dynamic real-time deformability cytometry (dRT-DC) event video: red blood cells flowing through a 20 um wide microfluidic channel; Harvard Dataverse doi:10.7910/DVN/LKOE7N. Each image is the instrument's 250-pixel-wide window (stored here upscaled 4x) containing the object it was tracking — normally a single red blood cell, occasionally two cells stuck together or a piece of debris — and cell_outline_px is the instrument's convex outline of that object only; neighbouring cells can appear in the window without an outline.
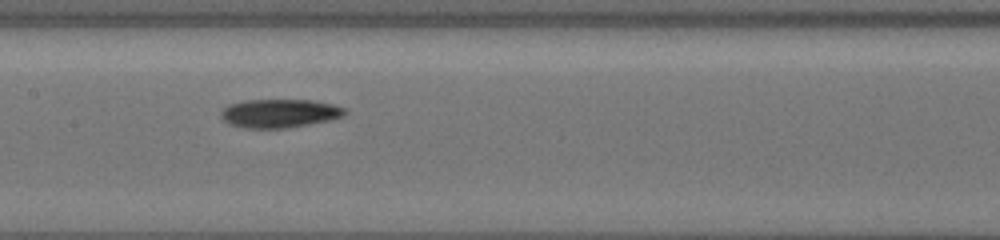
{"species": "common noctule bat (a hibernating species)", "species_latin": "Nyctalus noctula", "temperature_condition": "cold", "stored_images_in_passage": 19, "camera_frame_rate_fps": 3000, "um_per_image_px": 0.085, "animal": {"sex": "female", "body_mass_g": 19.5, "forearm_length_mm": 54.1}, "frame": {"image": 1, "passage_image": 13, "time_ms": 7.667, "image_size_px": [1000, 240], "cell_outline_px": [[348, 112], [344, 116], [332, 120], [284, 128], [244, 128], [228, 124], [220, 116], [220, 112], [228, 104], [244, 100], [312, 100], [332, 104], [344, 108]], "centroid_in_image_um": [23.75, 9.63], "position_along_channel_um": 183.7, "area_um2": 20.75}}
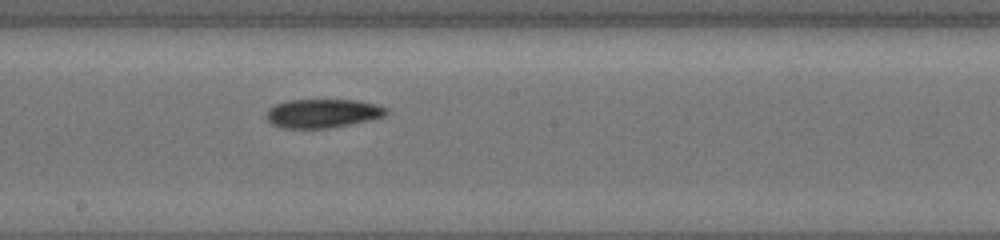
{"frame": {"image": 2, "passage_image": 16, "time_ms": 8.667, "image_size_px": [1000, 240], "cell_outline_px": [[388, 112], [384, 116], [368, 120], [328, 128], [284, 128], [272, 124], [264, 116], [268, 108], [276, 104], [288, 100], [356, 100], [376, 104], [388, 108]], "centroid_in_image_um": [27.39, 9.63], "position_along_channel_um": 220.8, "area_um2": 20.06}}
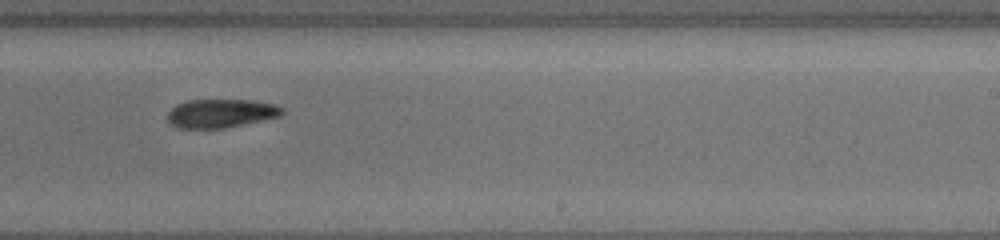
{"frame": {"image": 3, "passage_image": 18, "time_ms": 10.0, "image_size_px": [1000, 240], "cell_outline_px": [[284, 112], [280, 116], [224, 128], [176, 128], [168, 120], [168, 112], [176, 104], [188, 100], [252, 100], [276, 104], [284, 108]], "centroid_in_image_um": [18.78, 9.62], "position_along_channel_um": 270.2, "area_um2": 19.07}}